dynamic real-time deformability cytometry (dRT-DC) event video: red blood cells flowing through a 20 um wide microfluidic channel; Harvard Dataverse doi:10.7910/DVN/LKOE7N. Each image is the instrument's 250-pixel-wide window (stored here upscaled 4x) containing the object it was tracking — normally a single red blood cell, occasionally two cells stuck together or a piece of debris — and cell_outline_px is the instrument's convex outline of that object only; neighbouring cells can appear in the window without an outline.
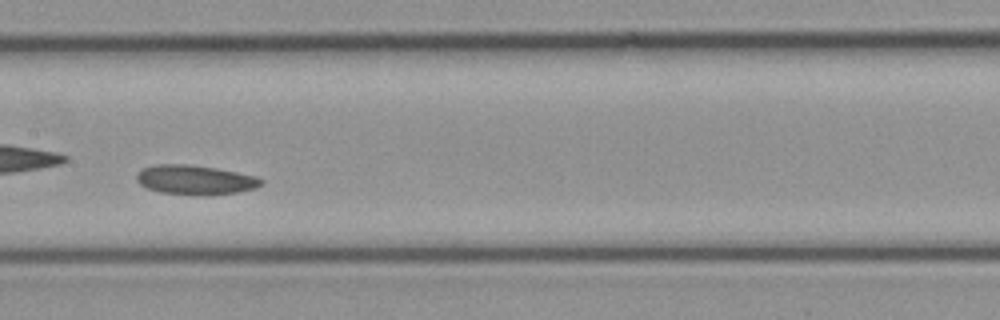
{"species": "common noctule bat (a hibernating species)", "species_latin": "Nyctalus noctula", "temperature_condition": "cold", "stored_images_in_passage": 29, "camera_frame_rate_fps": 3000, "um_per_image_px": 0.085, "animal": {"sex": "female", "body_mass_g": 21.9}, "frame": {"image": 1, "passage_image": 13, "time_ms": 4.0, "image_size_px": [1000, 320], "cell_outline_px": [[264, 184], [256, 188], [236, 192], [204, 196], [160, 192], [148, 188], [140, 184], [136, 180], [136, 172], [144, 168], [156, 164], [188, 164], [216, 168], [256, 176], [264, 180]], "centroid_in_image_um": [16.6, 15.29], "position_along_channel_um": 190.8, "area_um2": 21.5}}
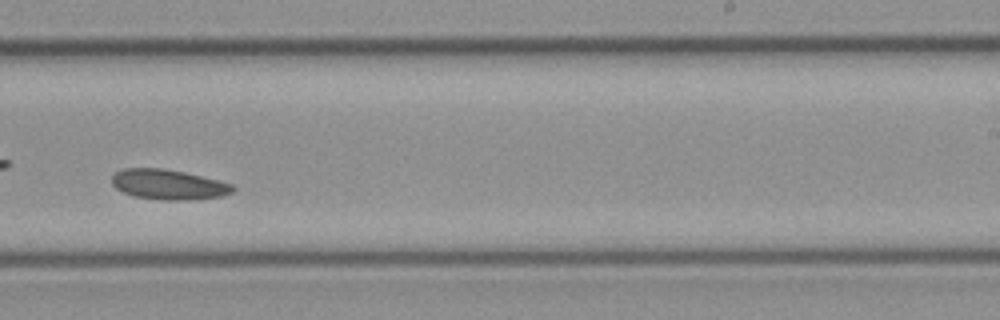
{"frame": {"image": 2, "passage_image": 17, "time_ms": 5.333, "image_size_px": [1000, 320], "cell_outline_px": [[236, 188], [232, 192], [224, 196], [184, 200], [164, 200], [132, 196], [116, 188], [112, 184], [112, 172], [120, 168], [160, 168], [184, 172], [232, 184]], "centroid_in_image_um": [14.27, 15.68], "position_along_channel_um": 274.7, "area_um2": 21.21}}
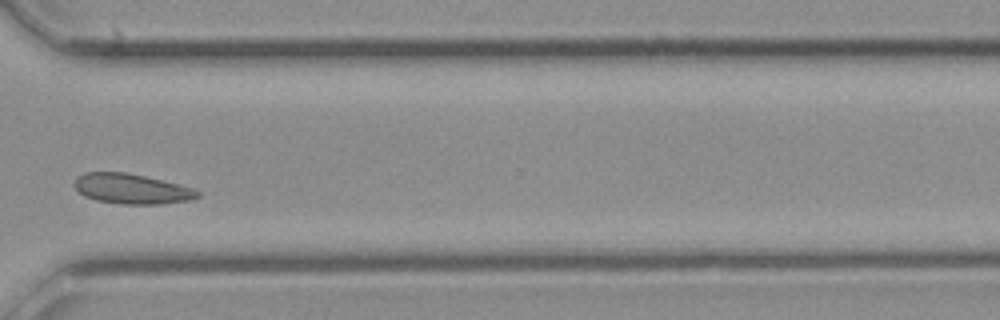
{"frame": {"image": 3, "passage_image": 21, "time_ms": 6.667, "image_size_px": [1000, 320], "cell_outline_px": [[200, 196], [192, 200], [160, 204], [120, 204], [96, 200], [84, 196], [72, 184], [76, 176], [84, 172], [124, 172], [144, 176], [192, 188], [200, 192]], "centroid_in_image_um": [11.15, 16.05], "position_along_channel_um": 359.5, "area_um2": 21.56}}